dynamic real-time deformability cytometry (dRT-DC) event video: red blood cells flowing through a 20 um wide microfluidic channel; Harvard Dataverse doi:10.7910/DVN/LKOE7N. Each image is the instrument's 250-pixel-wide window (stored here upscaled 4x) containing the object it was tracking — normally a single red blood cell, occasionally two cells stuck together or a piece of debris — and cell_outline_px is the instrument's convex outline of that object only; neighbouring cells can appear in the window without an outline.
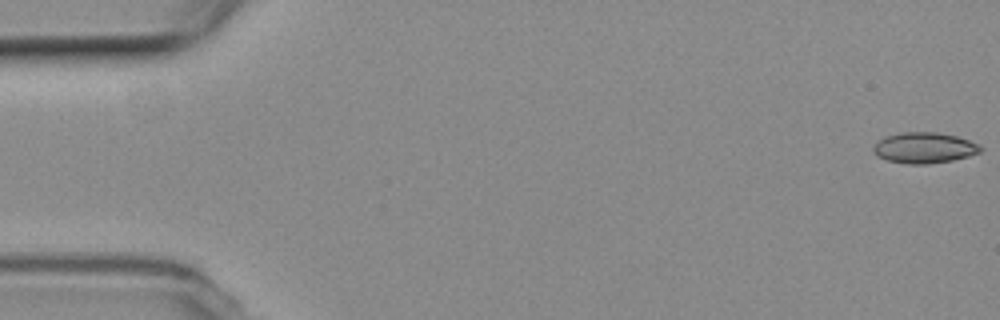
{"species": "common noctule bat (a hibernating species)", "species_latin": "Nyctalus noctula", "temperature_condition": "room temperature", "stored_images_in_passage": 9, "camera_frame_rate_fps": 3000, "um_per_image_px": 0.085, "animal": {"sex": "female", "body_mass_g": 19.3, "forearm_length_mm": 54.1}, "frame": {"image": 1, "passage_image": 1, "time_ms": 0.0, "image_size_px": [1000, 320], "cell_outline_px": [[984, 148], [980, 152], [968, 156], [952, 160], [928, 164], [908, 164], [888, 160], [876, 156], [872, 152], [872, 148], [884, 136], [900, 132], [940, 132], [956, 136], [980, 144]], "centroid_in_image_um": [78.56, 12.56], "position_along_channel_um": 6.4, "area_um2": 19.36}}